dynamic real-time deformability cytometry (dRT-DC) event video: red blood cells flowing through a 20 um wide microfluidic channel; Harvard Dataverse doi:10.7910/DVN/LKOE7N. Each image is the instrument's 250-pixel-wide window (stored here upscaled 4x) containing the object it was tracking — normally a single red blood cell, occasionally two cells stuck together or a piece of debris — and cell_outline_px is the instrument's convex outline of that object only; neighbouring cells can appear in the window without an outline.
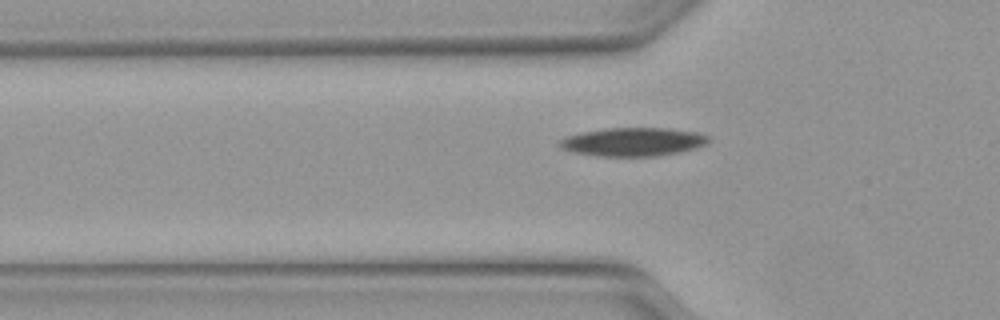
{"species": "Egyptian fruit bat (a non-hibernating species)", "species_latin": "Rousettus aegyptiacus", "temperature_condition": "warm", "stored_images_in_passage": 38, "camera_frame_rate_fps": 3000, "um_per_image_px": 0.085, "animal": {"sex": "female"}, "frame": {"image": 1, "passage_image": 4, "time_ms": 1.0, "image_size_px": [1000, 320], "cell_outline_px": [[708, 140], [704, 144], [696, 148], [656, 156], [596, 156], [576, 152], [560, 148], [556, 140], [568, 136], [584, 132], [608, 128], [668, 128], [696, 132], [708, 136]], "centroid_in_image_um": [53.76, 12.05], "position_along_channel_um": 72.0, "area_um2": 24.45}}
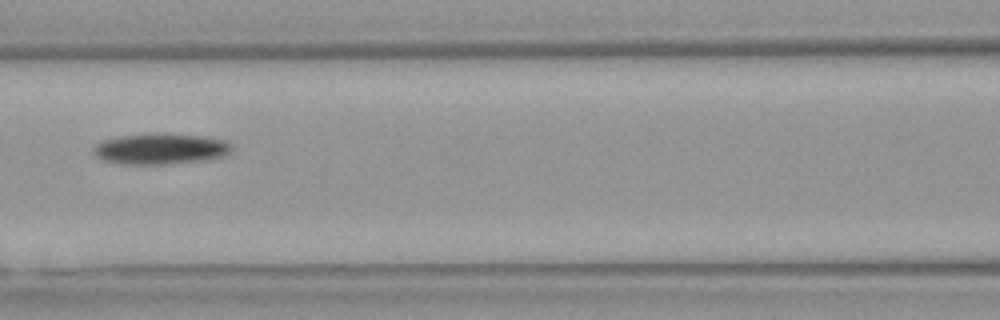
{"frame": {"image": 2, "passage_image": 10, "time_ms": 3.0, "image_size_px": [1000, 320], "cell_outline_px": [[232, 148], [224, 156], [208, 160], [172, 164], [116, 164], [100, 160], [92, 152], [92, 148], [96, 144], [104, 140], [120, 136], [156, 132], [160, 132], [200, 136], [224, 140], [232, 144]], "centroid_in_image_um": [13.6, 12.66], "position_along_channel_um": 153.0, "area_um2": 25.37}}
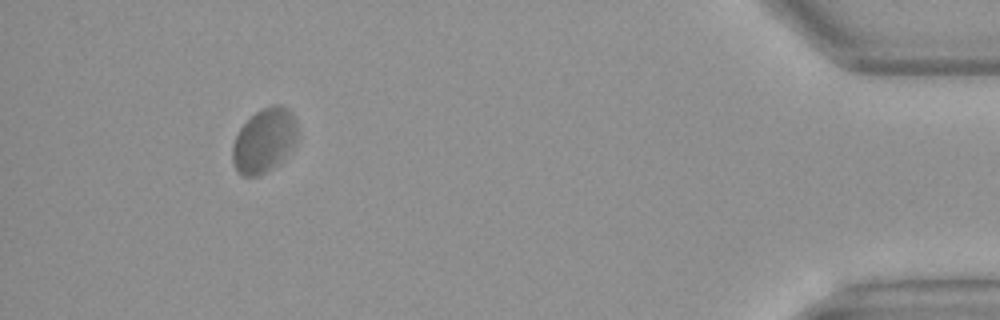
{"frame": {"image": 3, "passage_image": 34, "time_ms": 11.0, "image_size_px": [1000, 320], "cell_outline_px": [[300, 136], [292, 148], [280, 164], [256, 176], [240, 176], [236, 172], [232, 160], [232, 144], [240, 128], [256, 112], [272, 104], [280, 104], [288, 108], [292, 112], [296, 120], [300, 132]], "centroid_in_image_um": [22.5, 11.94], "position_along_channel_um": 412.7, "area_um2": 24.85}}